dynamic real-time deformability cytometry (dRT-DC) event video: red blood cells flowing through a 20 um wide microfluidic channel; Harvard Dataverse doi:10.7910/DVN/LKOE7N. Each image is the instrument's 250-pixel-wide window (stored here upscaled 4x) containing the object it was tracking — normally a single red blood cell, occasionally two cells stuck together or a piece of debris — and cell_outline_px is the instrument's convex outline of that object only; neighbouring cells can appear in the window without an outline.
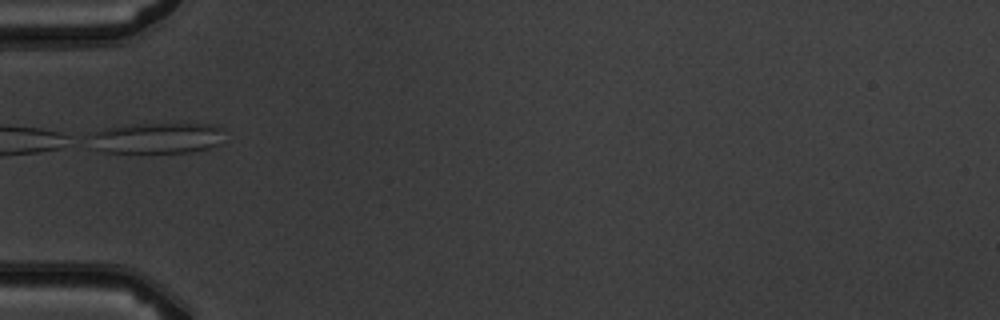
{"species": "common noctule bat (a hibernating species)", "species_latin": "Nyctalus noctula", "temperature_condition": "warm", "stored_images_in_passage": 1, "camera_frame_rate_fps": 3000, "um_per_image_px": 0.085, "animal": {"sex": "male", "body_mass_g": 19.5, "forearm_length_mm": 54.6}, "frame": {"image": 1, "passage_image": 1, "time_ms": 0.0, "image_size_px": [1000, 320], "cell_outline_px": [[224, 144], [208, 148], [188, 152], [104, 152], [96, 148], [84, 136], [92, 132], [104, 128], [136, 124], [212, 124], [220, 128]], "centroid_in_image_um": [13.3, 11.73], "position_along_channel_um": 71.7, "area_um2": 24.33}}